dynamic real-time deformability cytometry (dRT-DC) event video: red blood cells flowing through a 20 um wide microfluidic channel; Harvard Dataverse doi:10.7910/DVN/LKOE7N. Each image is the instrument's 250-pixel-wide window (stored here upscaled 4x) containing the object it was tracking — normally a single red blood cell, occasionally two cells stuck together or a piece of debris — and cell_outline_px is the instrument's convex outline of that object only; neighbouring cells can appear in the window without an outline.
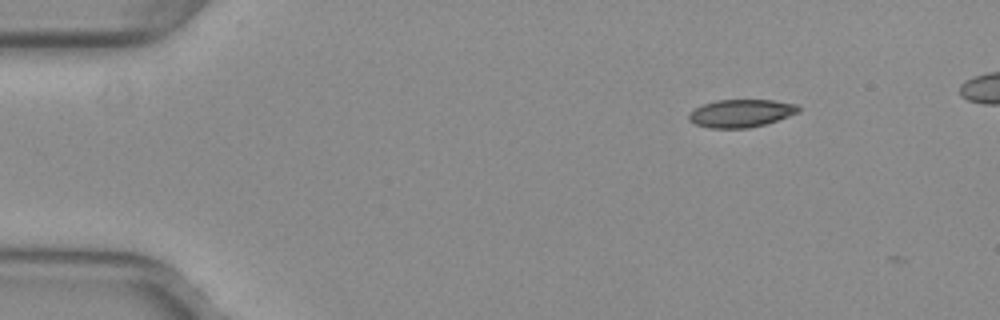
{"species": "common noctule bat (a hibernating species)", "species_latin": "Nyctalus noctula", "temperature_condition": "warm", "stored_images_in_passage": 3, "camera_frame_rate_fps": 3000, "um_per_image_px": 0.085, "animal": {"sex": "female", "body_mass_g": 29.2, "forearm_length_mm": 56.3}, "frame": {"image": 1, "passage_image": 1, "time_ms": 0.0, "image_size_px": [1000, 320], "cell_outline_px": [[800, 112], [764, 124], [748, 128], [708, 128], [696, 124], [688, 120], [688, 116], [696, 108], [704, 104], [716, 100], [772, 100], [796, 104], [800, 108]], "centroid_in_image_um": [62.99, 9.63], "position_along_channel_um": 22.0, "area_um2": 17.57}}